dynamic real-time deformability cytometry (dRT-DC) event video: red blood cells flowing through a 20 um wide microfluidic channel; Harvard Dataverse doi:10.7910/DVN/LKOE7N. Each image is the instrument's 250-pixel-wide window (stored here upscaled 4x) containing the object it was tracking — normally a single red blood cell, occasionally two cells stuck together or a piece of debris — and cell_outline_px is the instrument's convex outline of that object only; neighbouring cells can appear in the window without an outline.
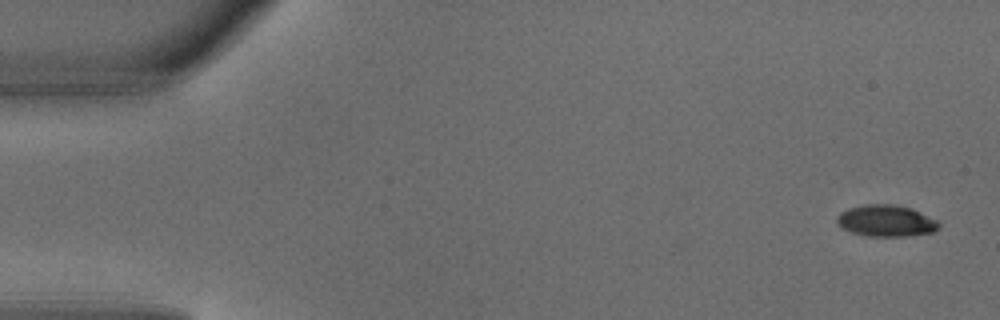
{"species": "common noctule bat (a hibernating species)", "species_latin": "Nyctalus noctula", "temperature_condition": "warm", "stored_images_in_passage": 4, "camera_frame_rate_fps": 3000, "um_per_image_px": 0.085, "animal": {"sex": "male", "body_mass_g": 18.8}, "frame": {"image": 1, "passage_image": 1, "time_ms": 0.0, "image_size_px": [1000, 320], "cell_outline_px": [[940, 224], [932, 232], [904, 236], [868, 236], [852, 232], [836, 224], [836, 216], [840, 212], [848, 208], [864, 204], [892, 204], [912, 208], [936, 220]], "centroid_in_image_um": [75.26, 18.75], "position_along_channel_um": 9.7, "area_um2": 18.61}}
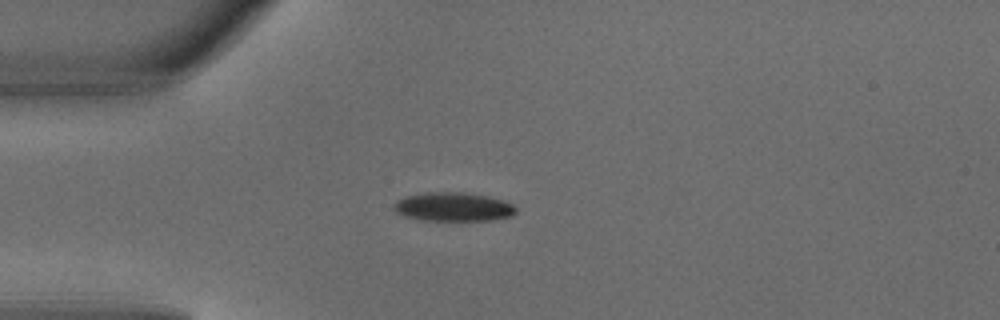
{"frame": {"image": 2, "passage_image": 4, "time_ms": 1.0, "image_size_px": [1000, 320], "cell_outline_px": [[516, 212], [512, 216], [492, 220], [416, 220], [404, 216], [396, 212], [392, 208], [392, 204], [396, 200], [408, 196], [428, 192], [464, 192], [488, 196], [504, 200], [512, 204], [516, 208]], "centroid_in_image_um": [38.51, 17.58], "position_along_channel_um": 46.5, "area_um2": 20.69}}